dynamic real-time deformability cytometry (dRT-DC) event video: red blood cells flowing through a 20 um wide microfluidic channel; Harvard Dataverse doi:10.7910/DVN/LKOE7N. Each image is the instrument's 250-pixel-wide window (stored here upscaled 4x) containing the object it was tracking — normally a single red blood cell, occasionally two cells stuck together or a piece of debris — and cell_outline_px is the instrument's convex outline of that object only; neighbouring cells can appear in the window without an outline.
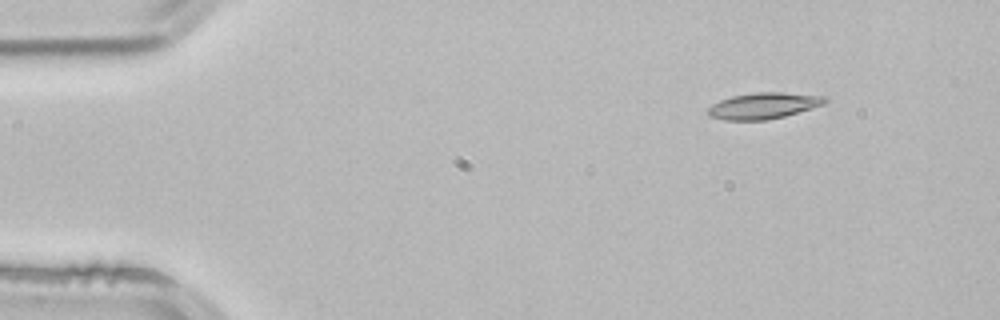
{"species": "common noctule bat (a hibernating species)", "species_latin": "Nyctalus noctula", "temperature_condition": "room temperature", "stored_images_in_passage": 2, "camera_frame_rate_fps": 3000, "um_per_image_px": 0.085, "animal": {"sex": "male", "body_mass_g": 21.5, "forearm_length_mm": 52.0}, "frame": {"image": 1, "passage_image": 1, "time_ms": 0.0, "image_size_px": [1000, 320], "cell_outline_px": [[828, 100], [824, 104], [812, 108], [784, 116], [768, 120], [724, 120], [708, 116], [708, 108], [712, 104], [720, 100], [732, 96], [756, 92], [780, 92], [828, 96]], "centroid_in_image_um": [64.91, 8.98], "position_along_channel_um": 20.1, "area_um2": 17.92}}